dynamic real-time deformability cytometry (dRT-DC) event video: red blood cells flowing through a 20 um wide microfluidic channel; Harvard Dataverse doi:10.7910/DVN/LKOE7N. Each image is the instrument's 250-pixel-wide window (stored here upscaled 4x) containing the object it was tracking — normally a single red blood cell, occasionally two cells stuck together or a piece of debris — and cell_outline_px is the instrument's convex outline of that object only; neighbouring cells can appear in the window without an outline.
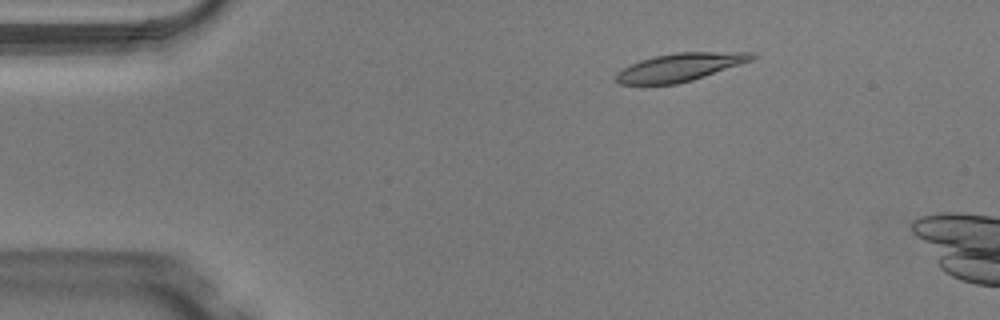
{"species": "Egyptian fruit bat (a non-hibernating species)", "species_latin": "Rousettus aegyptiacus", "temperature_condition": "warm", "stored_images_in_passage": 47, "camera_frame_rate_fps": 3000, "um_per_image_px": 0.085, "animal": {"sex": "male"}, "frame": {"image": 1, "passage_image": 8, "time_ms": 2.333, "image_size_px": [1000, 320], "cell_outline_px": [[756, 56], [752, 60], [692, 80], [676, 84], [620, 84], [616, 80], [616, 72], [640, 60], [656, 56], [676, 52], [752, 52]], "centroid_in_image_um": [57.79, 5.71], "position_along_channel_um": 27.2, "area_um2": 21.79}}
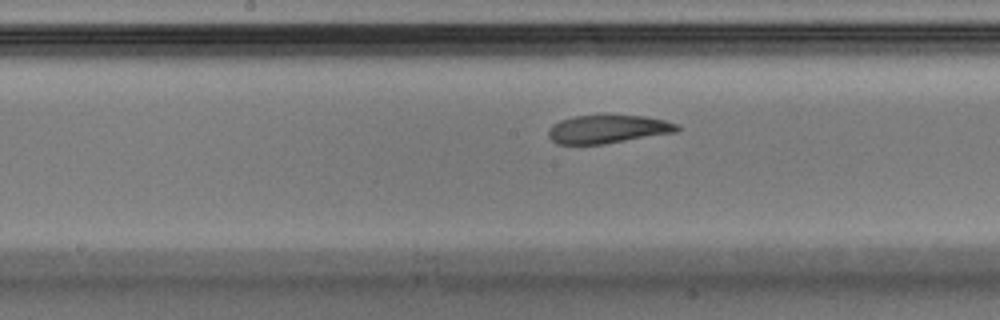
{"frame": {"image": 2, "passage_image": 25, "time_ms": 8.0, "image_size_px": [1000, 320], "cell_outline_px": [[680, 128], [676, 132], [600, 144], [556, 144], [548, 136], [548, 128], [552, 124], [560, 120], [576, 116], [648, 116], [680, 124]], "centroid_in_image_um": [51.65, 10.97], "position_along_channel_um": 196.5, "area_um2": 20.98}}
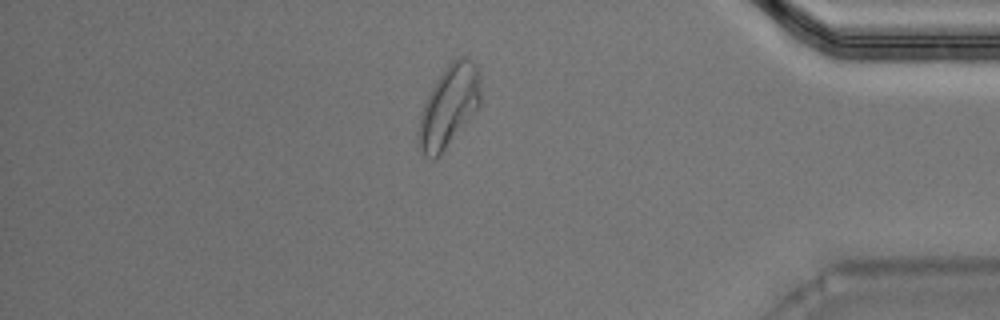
{"frame": {"image": 3, "passage_image": 42, "time_ms": 13.667, "image_size_px": [1000, 320], "cell_outline_px": [[480, 104], [440, 156], [436, 160], [432, 160], [424, 156], [420, 152], [416, 140], [416, 136], [420, 116], [424, 104], [436, 80], [444, 68], [452, 60], [460, 56], [468, 56], [476, 64], [480, 72]], "centroid_in_image_um": [38.13, 9.05], "position_along_channel_um": 397.1, "area_um2": 29.77}}